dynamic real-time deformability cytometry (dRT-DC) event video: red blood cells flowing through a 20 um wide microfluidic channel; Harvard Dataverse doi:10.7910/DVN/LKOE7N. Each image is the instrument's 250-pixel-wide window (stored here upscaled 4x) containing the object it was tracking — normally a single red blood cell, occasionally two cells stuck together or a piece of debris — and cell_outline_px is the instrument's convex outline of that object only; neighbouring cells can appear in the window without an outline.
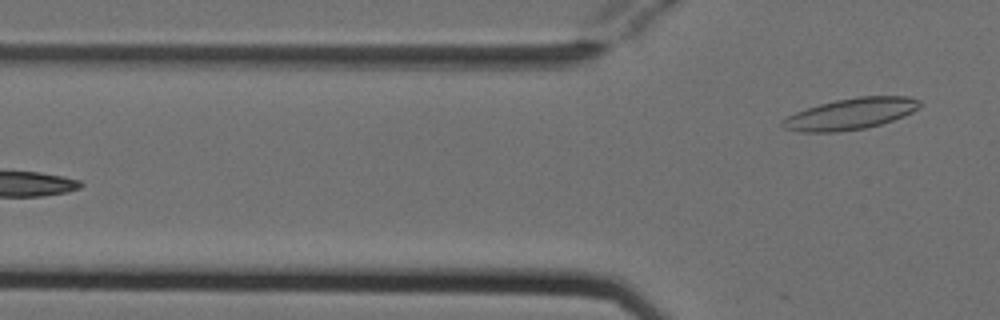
{"species": "Egyptian fruit bat (a non-hibernating species)", "species_latin": "Rousettus aegyptiacus", "temperature_condition": "cold", "stored_images_in_passage": 4, "camera_frame_rate_fps": 3000, "um_per_image_px": 0.085, "animal": {"sex": "female"}, "frame": {"image": 1, "passage_image": 4, "time_ms": 1.0, "image_size_px": [1000, 320], "cell_outline_px": [[920, 108], [904, 116], [880, 124], [864, 128], [840, 132], [800, 132], [784, 128], [780, 124], [780, 120], [796, 112], [820, 104], [836, 100], [856, 96], [908, 96], [920, 100]], "centroid_in_image_um": [72.3, 9.67], "position_along_channel_um": 53.5, "area_um2": 25.03}}